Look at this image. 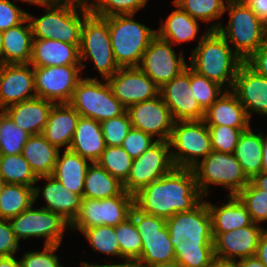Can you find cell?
<instances>
[{
  "instance_id": "1",
  "label": "cell",
  "mask_w": 267,
  "mask_h": 267,
  "mask_svg": "<svg viewBox=\"0 0 267 267\" xmlns=\"http://www.w3.org/2000/svg\"><path fill=\"white\" fill-rule=\"evenodd\" d=\"M134 207L139 211L168 219L196 208L204 196L197 187L192 169L174 168L170 173L138 190Z\"/></svg>"
},
{
  "instance_id": "2",
  "label": "cell",
  "mask_w": 267,
  "mask_h": 267,
  "mask_svg": "<svg viewBox=\"0 0 267 267\" xmlns=\"http://www.w3.org/2000/svg\"><path fill=\"white\" fill-rule=\"evenodd\" d=\"M230 46L217 30L207 28L191 52L189 67L225 90H231L244 61Z\"/></svg>"
},
{
  "instance_id": "3",
  "label": "cell",
  "mask_w": 267,
  "mask_h": 267,
  "mask_svg": "<svg viewBox=\"0 0 267 267\" xmlns=\"http://www.w3.org/2000/svg\"><path fill=\"white\" fill-rule=\"evenodd\" d=\"M46 8L41 17L27 13L33 39L58 40L78 48L85 17L91 12L88 2H37Z\"/></svg>"
},
{
  "instance_id": "4",
  "label": "cell",
  "mask_w": 267,
  "mask_h": 267,
  "mask_svg": "<svg viewBox=\"0 0 267 267\" xmlns=\"http://www.w3.org/2000/svg\"><path fill=\"white\" fill-rule=\"evenodd\" d=\"M228 11L229 21L226 27L221 21L209 27L217 30L232 49L245 62L265 43L266 25L241 0H227L225 12Z\"/></svg>"
},
{
  "instance_id": "5",
  "label": "cell",
  "mask_w": 267,
  "mask_h": 267,
  "mask_svg": "<svg viewBox=\"0 0 267 267\" xmlns=\"http://www.w3.org/2000/svg\"><path fill=\"white\" fill-rule=\"evenodd\" d=\"M134 14L105 17L113 55L119 67H138L157 30L134 20Z\"/></svg>"
},
{
  "instance_id": "6",
  "label": "cell",
  "mask_w": 267,
  "mask_h": 267,
  "mask_svg": "<svg viewBox=\"0 0 267 267\" xmlns=\"http://www.w3.org/2000/svg\"><path fill=\"white\" fill-rule=\"evenodd\" d=\"M81 69L83 61L90 59L101 77L108 79L120 68L115 61L110 41L108 21L90 12L84 19L79 47Z\"/></svg>"
},
{
  "instance_id": "7",
  "label": "cell",
  "mask_w": 267,
  "mask_h": 267,
  "mask_svg": "<svg viewBox=\"0 0 267 267\" xmlns=\"http://www.w3.org/2000/svg\"><path fill=\"white\" fill-rule=\"evenodd\" d=\"M97 78L83 77L77 83L69 104L80 116L98 122L124 114L127 108L114 96L107 80L102 82Z\"/></svg>"
},
{
  "instance_id": "8",
  "label": "cell",
  "mask_w": 267,
  "mask_h": 267,
  "mask_svg": "<svg viewBox=\"0 0 267 267\" xmlns=\"http://www.w3.org/2000/svg\"><path fill=\"white\" fill-rule=\"evenodd\" d=\"M197 187L204 197L209 195V185L223 186L229 190L227 195H237L248 183L241 164L234 154L212 150L203 160L192 168Z\"/></svg>"
},
{
  "instance_id": "9",
  "label": "cell",
  "mask_w": 267,
  "mask_h": 267,
  "mask_svg": "<svg viewBox=\"0 0 267 267\" xmlns=\"http://www.w3.org/2000/svg\"><path fill=\"white\" fill-rule=\"evenodd\" d=\"M169 144L176 168L192 169L213 150L210 132L204 120L175 121Z\"/></svg>"
},
{
  "instance_id": "10",
  "label": "cell",
  "mask_w": 267,
  "mask_h": 267,
  "mask_svg": "<svg viewBox=\"0 0 267 267\" xmlns=\"http://www.w3.org/2000/svg\"><path fill=\"white\" fill-rule=\"evenodd\" d=\"M130 217L142 239L141 256L137 261L141 267H150L175 260L174 246L170 242L166 219L145 214L135 207L132 208Z\"/></svg>"
},
{
  "instance_id": "11",
  "label": "cell",
  "mask_w": 267,
  "mask_h": 267,
  "mask_svg": "<svg viewBox=\"0 0 267 267\" xmlns=\"http://www.w3.org/2000/svg\"><path fill=\"white\" fill-rule=\"evenodd\" d=\"M133 207V194L125 190L120 195L110 198H83L80 212L70 225V229L81 232L95 226L108 225L115 227L130 217Z\"/></svg>"
},
{
  "instance_id": "12",
  "label": "cell",
  "mask_w": 267,
  "mask_h": 267,
  "mask_svg": "<svg viewBox=\"0 0 267 267\" xmlns=\"http://www.w3.org/2000/svg\"><path fill=\"white\" fill-rule=\"evenodd\" d=\"M18 241L29 237L45 238L44 245H61L63 233L70 224L60 215L33 205L8 220Z\"/></svg>"
},
{
  "instance_id": "13",
  "label": "cell",
  "mask_w": 267,
  "mask_h": 267,
  "mask_svg": "<svg viewBox=\"0 0 267 267\" xmlns=\"http://www.w3.org/2000/svg\"><path fill=\"white\" fill-rule=\"evenodd\" d=\"M174 168L169 141H156L139 157L133 159L123 188L134 195L138 190L170 173Z\"/></svg>"
},
{
  "instance_id": "14",
  "label": "cell",
  "mask_w": 267,
  "mask_h": 267,
  "mask_svg": "<svg viewBox=\"0 0 267 267\" xmlns=\"http://www.w3.org/2000/svg\"><path fill=\"white\" fill-rule=\"evenodd\" d=\"M81 65L33 67L36 97L69 103L77 83L83 78Z\"/></svg>"
},
{
  "instance_id": "15",
  "label": "cell",
  "mask_w": 267,
  "mask_h": 267,
  "mask_svg": "<svg viewBox=\"0 0 267 267\" xmlns=\"http://www.w3.org/2000/svg\"><path fill=\"white\" fill-rule=\"evenodd\" d=\"M170 42L156 35L146 48L138 68L161 88L188 66L183 51L177 56Z\"/></svg>"
},
{
  "instance_id": "16",
  "label": "cell",
  "mask_w": 267,
  "mask_h": 267,
  "mask_svg": "<svg viewBox=\"0 0 267 267\" xmlns=\"http://www.w3.org/2000/svg\"><path fill=\"white\" fill-rule=\"evenodd\" d=\"M133 128L157 137V141H169L174 119L162 96L138 102L127 108Z\"/></svg>"
},
{
  "instance_id": "17",
  "label": "cell",
  "mask_w": 267,
  "mask_h": 267,
  "mask_svg": "<svg viewBox=\"0 0 267 267\" xmlns=\"http://www.w3.org/2000/svg\"><path fill=\"white\" fill-rule=\"evenodd\" d=\"M160 95L174 121L203 120L205 111L198 104L190 85V67L160 88Z\"/></svg>"
},
{
  "instance_id": "18",
  "label": "cell",
  "mask_w": 267,
  "mask_h": 267,
  "mask_svg": "<svg viewBox=\"0 0 267 267\" xmlns=\"http://www.w3.org/2000/svg\"><path fill=\"white\" fill-rule=\"evenodd\" d=\"M114 96L126 107L160 94V88L138 67H120L107 79Z\"/></svg>"
},
{
  "instance_id": "19",
  "label": "cell",
  "mask_w": 267,
  "mask_h": 267,
  "mask_svg": "<svg viewBox=\"0 0 267 267\" xmlns=\"http://www.w3.org/2000/svg\"><path fill=\"white\" fill-rule=\"evenodd\" d=\"M170 242L174 245L185 241H213L211 216L206 201L196 208L179 212L166 219Z\"/></svg>"
},
{
  "instance_id": "20",
  "label": "cell",
  "mask_w": 267,
  "mask_h": 267,
  "mask_svg": "<svg viewBox=\"0 0 267 267\" xmlns=\"http://www.w3.org/2000/svg\"><path fill=\"white\" fill-rule=\"evenodd\" d=\"M31 67L30 63L0 64V111L12 104L36 98Z\"/></svg>"
},
{
  "instance_id": "21",
  "label": "cell",
  "mask_w": 267,
  "mask_h": 267,
  "mask_svg": "<svg viewBox=\"0 0 267 267\" xmlns=\"http://www.w3.org/2000/svg\"><path fill=\"white\" fill-rule=\"evenodd\" d=\"M264 227L252 223L238 230L225 233H212L215 257L237 261L254 256ZM237 258V259H236Z\"/></svg>"
},
{
  "instance_id": "22",
  "label": "cell",
  "mask_w": 267,
  "mask_h": 267,
  "mask_svg": "<svg viewBox=\"0 0 267 267\" xmlns=\"http://www.w3.org/2000/svg\"><path fill=\"white\" fill-rule=\"evenodd\" d=\"M231 91L251 118L252 113L267 116V78L245 62L239 67Z\"/></svg>"
},
{
  "instance_id": "23",
  "label": "cell",
  "mask_w": 267,
  "mask_h": 267,
  "mask_svg": "<svg viewBox=\"0 0 267 267\" xmlns=\"http://www.w3.org/2000/svg\"><path fill=\"white\" fill-rule=\"evenodd\" d=\"M41 180L47 182L41 193L46 206L41 208L60 215L71 225L80 212L83 197L63 187L62 183L51 175L38 177L36 183Z\"/></svg>"
},
{
  "instance_id": "24",
  "label": "cell",
  "mask_w": 267,
  "mask_h": 267,
  "mask_svg": "<svg viewBox=\"0 0 267 267\" xmlns=\"http://www.w3.org/2000/svg\"><path fill=\"white\" fill-rule=\"evenodd\" d=\"M203 120L207 126L226 125L242 131L251 126L245 108L231 90H225L205 111Z\"/></svg>"
},
{
  "instance_id": "25",
  "label": "cell",
  "mask_w": 267,
  "mask_h": 267,
  "mask_svg": "<svg viewBox=\"0 0 267 267\" xmlns=\"http://www.w3.org/2000/svg\"><path fill=\"white\" fill-rule=\"evenodd\" d=\"M54 104L52 101L36 97L12 104L3 111L21 129L30 135H37L42 134Z\"/></svg>"
},
{
  "instance_id": "26",
  "label": "cell",
  "mask_w": 267,
  "mask_h": 267,
  "mask_svg": "<svg viewBox=\"0 0 267 267\" xmlns=\"http://www.w3.org/2000/svg\"><path fill=\"white\" fill-rule=\"evenodd\" d=\"M80 114L69 104H54L42 135L59 150L69 149Z\"/></svg>"
},
{
  "instance_id": "27",
  "label": "cell",
  "mask_w": 267,
  "mask_h": 267,
  "mask_svg": "<svg viewBox=\"0 0 267 267\" xmlns=\"http://www.w3.org/2000/svg\"><path fill=\"white\" fill-rule=\"evenodd\" d=\"M30 65L33 67L81 65L79 48L54 39H33Z\"/></svg>"
},
{
  "instance_id": "28",
  "label": "cell",
  "mask_w": 267,
  "mask_h": 267,
  "mask_svg": "<svg viewBox=\"0 0 267 267\" xmlns=\"http://www.w3.org/2000/svg\"><path fill=\"white\" fill-rule=\"evenodd\" d=\"M69 149L91 163H96L105 149L100 122L80 116Z\"/></svg>"
},
{
  "instance_id": "29",
  "label": "cell",
  "mask_w": 267,
  "mask_h": 267,
  "mask_svg": "<svg viewBox=\"0 0 267 267\" xmlns=\"http://www.w3.org/2000/svg\"><path fill=\"white\" fill-rule=\"evenodd\" d=\"M223 205L216 206L207 202L211 216L212 233H225L238 230L253 223L250 213L236 195H227Z\"/></svg>"
},
{
  "instance_id": "30",
  "label": "cell",
  "mask_w": 267,
  "mask_h": 267,
  "mask_svg": "<svg viewBox=\"0 0 267 267\" xmlns=\"http://www.w3.org/2000/svg\"><path fill=\"white\" fill-rule=\"evenodd\" d=\"M90 164V161L70 149H65L62 155L59 150L51 176L61 182L63 187L69 191L83 197L84 181Z\"/></svg>"
},
{
  "instance_id": "31",
  "label": "cell",
  "mask_w": 267,
  "mask_h": 267,
  "mask_svg": "<svg viewBox=\"0 0 267 267\" xmlns=\"http://www.w3.org/2000/svg\"><path fill=\"white\" fill-rule=\"evenodd\" d=\"M2 33L3 64L30 63L33 36L28 18H26L22 23L9 28L8 30L2 31Z\"/></svg>"
},
{
  "instance_id": "32",
  "label": "cell",
  "mask_w": 267,
  "mask_h": 267,
  "mask_svg": "<svg viewBox=\"0 0 267 267\" xmlns=\"http://www.w3.org/2000/svg\"><path fill=\"white\" fill-rule=\"evenodd\" d=\"M59 149L42 134L31 135L23 147L22 155L37 177L52 175Z\"/></svg>"
},
{
  "instance_id": "33",
  "label": "cell",
  "mask_w": 267,
  "mask_h": 267,
  "mask_svg": "<svg viewBox=\"0 0 267 267\" xmlns=\"http://www.w3.org/2000/svg\"><path fill=\"white\" fill-rule=\"evenodd\" d=\"M166 18V21L160 23L157 35L172 45H178L183 42L193 41L197 38L199 32V20L192 18L187 12L176 6Z\"/></svg>"
},
{
  "instance_id": "34",
  "label": "cell",
  "mask_w": 267,
  "mask_h": 267,
  "mask_svg": "<svg viewBox=\"0 0 267 267\" xmlns=\"http://www.w3.org/2000/svg\"><path fill=\"white\" fill-rule=\"evenodd\" d=\"M262 147L261 132H253L251 126L238 139L234 155L249 180L261 172Z\"/></svg>"
},
{
  "instance_id": "35",
  "label": "cell",
  "mask_w": 267,
  "mask_h": 267,
  "mask_svg": "<svg viewBox=\"0 0 267 267\" xmlns=\"http://www.w3.org/2000/svg\"><path fill=\"white\" fill-rule=\"evenodd\" d=\"M123 191V184L117 178L97 163L90 164L84 181L83 198H110Z\"/></svg>"
},
{
  "instance_id": "36",
  "label": "cell",
  "mask_w": 267,
  "mask_h": 267,
  "mask_svg": "<svg viewBox=\"0 0 267 267\" xmlns=\"http://www.w3.org/2000/svg\"><path fill=\"white\" fill-rule=\"evenodd\" d=\"M35 203V188L22 184H3L0 191V218L9 220Z\"/></svg>"
},
{
  "instance_id": "37",
  "label": "cell",
  "mask_w": 267,
  "mask_h": 267,
  "mask_svg": "<svg viewBox=\"0 0 267 267\" xmlns=\"http://www.w3.org/2000/svg\"><path fill=\"white\" fill-rule=\"evenodd\" d=\"M0 177L5 184H22L35 188V201L42 187L34 186L37 176L22 154L0 155Z\"/></svg>"
},
{
  "instance_id": "38",
  "label": "cell",
  "mask_w": 267,
  "mask_h": 267,
  "mask_svg": "<svg viewBox=\"0 0 267 267\" xmlns=\"http://www.w3.org/2000/svg\"><path fill=\"white\" fill-rule=\"evenodd\" d=\"M175 261L182 267H209L214 255L213 241H185L174 245Z\"/></svg>"
},
{
  "instance_id": "39",
  "label": "cell",
  "mask_w": 267,
  "mask_h": 267,
  "mask_svg": "<svg viewBox=\"0 0 267 267\" xmlns=\"http://www.w3.org/2000/svg\"><path fill=\"white\" fill-rule=\"evenodd\" d=\"M31 135L17 126L3 111L0 112V155L21 154Z\"/></svg>"
},
{
  "instance_id": "40",
  "label": "cell",
  "mask_w": 267,
  "mask_h": 267,
  "mask_svg": "<svg viewBox=\"0 0 267 267\" xmlns=\"http://www.w3.org/2000/svg\"><path fill=\"white\" fill-rule=\"evenodd\" d=\"M96 163L123 184L129 176L133 158L122 146H105Z\"/></svg>"
},
{
  "instance_id": "41",
  "label": "cell",
  "mask_w": 267,
  "mask_h": 267,
  "mask_svg": "<svg viewBox=\"0 0 267 267\" xmlns=\"http://www.w3.org/2000/svg\"><path fill=\"white\" fill-rule=\"evenodd\" d=\"M120 257L123 260L138 261L142 251V239L131 217L115 226Z\"/></svg>"
},
{
  "instance_id": "42",
  "label": "cell",
  "mask_w": 267,
  "mask_h": 267,
  "mask_svg": "<svg viewBox=\"0 0 267 267\" xmlns=\"http://www.w3.org/2000/svg\"><path fill=\"white\" fill-rule=\"evenodd\" d=\"M173 4L192 18L202 22H212L223 16L225 13L224 0H173Z\"/></svg>"
},
{
  "instance_id": "43",
  "label": "cell",
  "mask_w": 267,
  "mask_h": 267,
  "mask_svg": "<svg viewBox=\"0 0 267 267\" xmlns=\"http://www.w3.org/2000/svg\"><path fill=\"white\" fill-rule=\"evenodd\" d=\"M95 252L120 257V246L114 226L102 225L81 231Z\"/></svg>"
},
{
  "instance_id": "44",
  "label": "cell",
  "mask_w": 267,
  "mask_h": 267,
  "mask_svg": "<svg viewBox=\"0 0 267 267\" xmlns=\"http://www.w3.org/2000/svg\"><path fill=\"white\" fill-rule=\"evenodd\" d=\"M247 208L253 223L267 221V191L251 181L236 195Z\"/></svg>"
},
{
  "instance_id": "45",
  "label": "cell",
  "mask_w": 267,
  "mask_h": 267,
  "mask_svg": "<svg viewBox=\"0 0 267 267\" xmlns=\"http://www.w3.org/2000/svg\"><path fill=\"white\" fill-rule=\"evenodd\" d=\"M190 85L198 104L206 111L225 91V89L206 76L190 68Z\"/></svg>"
},
{
  "instance_id": "46",
  "label": "cell",
  "mask_w": 267,
  "mask_h": 267,
  "mask_svg": "<svg viewBox=\"0 0 267 267\" xmlns=\"http://www.w3.org/2000/svg\"><path fill=\"white\" fill-rule=\"evenodd\" d=\"M92 1V2H91ZM88 0L90 10L100 17L134 14L146 6L148 0Z\"/></svg>"
},
{
  "instance_id": "47",
  "label": "cell",
  "mask_w": 267,
  "mask_h": 267,
  "mask_svg": "<svg viewBox=\"0 0 267 267\" xmlns=\"http://www.w3.org/2000/svg\"><path fill=\"white\" fill-rule=\"evenodd\" d=\"M105 146H121L124 138L132 128L130 117L126 111L121 116L100 122Z\"/></svg>"
},
{
  "instance_id": "48",
  "label": "cell",
  "mask_w": 267,
  "mask_h": 267,
  "mask_svg": "<svg viewBox=\"0 0 267 267\" xmlns=\"http://www.w3.org/2000/svg\"><path fill=\"white\" fill-rule=\"evenodd\" d=\"M212 149L214 151L234 154L238 139L243 132L239 128L229 126H208Z\"/></svg>"
},
{
  "instance_id": "49",
  "label": "cell",
  "mask_w": 267,
  "mask_h": 267,
  "mask_svg": "<svg viewBox=\"0 0 267 267\" xmlns=\"http://www.w3.org/2000/svg\"><path fill=\"white\" fill-rule=\"evenodd\" d=\"M60 245H44L42 251L25 252L19 260L21 267H64L54 253Z\"/></svg>"
},
{
  "instance_id": "50",
  "label": "cell",
  "mask_w": 267,
  "mask_h": 267,
  "mask_svg": "<svg viewBox=\"0 0 267 267\" xmlns=\"http://www.w3.org/2000/svg\"><path fill=\"white\" fill-rule=\"evenodd\" d=\"M156 141L151 135L132 127L121 146L134 159L139 157Z\"/></svg>"
},
{
  "instance_id": "51",
  "label": "cell",
  "mask_w": 267,
  "mask_h": 267,
  "mask_svg": "<svg viewBox=\"0 0 267 267\" xmlns=\"http://www.w3.org/2000/svg\"><path fill=\"white\" fill-rule=\"evenodd\" d=\"M27 13L18 8L14 1L0 0V31L22 23L27 18Z\"/></svg>"
},
{
  "instance_id": "52",
  "label": "cell",
  "mask_w": 267,
  "mask_h": 267,
  "mask_svg": "<svg viewBox=\"0 0 267 267\" xmlns=\"http://www.w3.org/2000/svg\"><path fill=\"white\" fill-rule=\"evenodd\" d=\"M19 249V241L8 220L0 218V257H11Z\"/></svg>"
},
{
  "instance_id": "53",
  "label": "cell",
  "mask_w": 267,
  "mask_h": 267,
  "mask_svg": "<svg viewBox=\"0 0 267 267\" xmlns=\"http://www.w3.org/2000/svg\"><path fill=\"white\" fill-rule=\"evenodd\" d=\"M245 63L257 74L267 78V45L264 43Z\"/></svg>"
},
{
  "instance_id": "54",
  "label": "cell",
  "mask_w": 267,
  "mask_h": 267,
  "mask_svg": "<svg viewBox=\"0 0 267 267\" xmlns=\"http://www.w3.org/2000/svg\"><path fill=\"white\" fill-rule=\"evenodd\" d=\"M267 25V0H241Z\"/></svg>"
},
{
  "instance_id": "55",
  "label": "cell",
  "mask_w": 267,
  "mask_h": 267,
  "mask_svg": "<svg viewBox=\"0 0 267 267\" xmlns=\"http://www.w3.org/2000/svg\"><path fill=\"white\" fill-rule=\"evenodd\" d=\"M255 255L267 267V229L260 235Z\"/></svg>"
},
{
  "instance_id": "56",
  "label": "cell",
  "mask_w": 267,
  "mask_h": 267,
  "mask_svg": "<svg viewBox=\"0 0 267 267\" xmlns=\"http://www.w3.org/2000/svg\"><path fill=\"white\" fill-rule=\"evenodd\" d=\"M239 267H266L256 255L238 260Z\"/></svg>"
},
{
  "instance_id": "57",
  "label": "cell",
  "mask_w": 267,
  "mask_h": 267,
  "mask_svg": "<svg viewBox=\"0 0 267 267\" xmlns=\"http://www.w3.org/2000/svg\"><path fill=\"white\" fill-rule=\"evenodd\" d=\"M209 267H239V265L234 260L214 257Z\"/></svg>"
},
{
  "instance_id": "58",
  "label": "cell",
  "mask_w": 267,
  "mask_h": 267,
  "mask_svg": "<svg viewBox=\"0 0 267 267\" xmlns=\"http://www.w3.org/2000/svg\"><path fill=\"white\" fill-rule=\"evenodd\" d=\"M257 188L267 191V173L260 172L250 180Z\"/></svg>"
},
{
  "instance_id": "59",
  "label": "cell",
  "mask_w": 267,
  "mask_h": 267,
  "mask_svg": "<svg viewBox=\"0 0 267 267\" xmlns=\"http://www.w3.org/2000/svg\"><path fill=\"white\" fill-rule=\"evenodd\" d=\"M90 267H141L137 261L134 260H124V263H118V264H104V265H99V264H91Z\"/></svg>"
},
{
  "instance_id": "60",
  "label": "cell",
  "mask_w": 267,
  "mask_h": 267,
  "mask_svg": "<svg viewBox=\"0 0 267 267\" xmlns=\"http://www.w3.org/2000/svg\"><path fill=\"white\" fill-rule=\"evenodd\" d=\"M263 147H262V173H267V134L263 135L261 132Z\"/></svg>"
},
{
  "instance_id": "61",
  "label": "cell",
  "mask_w": 267,
  "mask_h": 267,
  "mask_svg": "<svg viewBox=\"0 0 267 267\" xmlns=\"http://www.w3.org/2000/svg\"><path fill=\"white\" fill-rule=\"evenodd\" d=\"M0 267H21V264L15 256L0 257Z\"/></svg>"
},
{
  "instance_id": "62",
  "label": "cell",
  "mask_w": 267,
  "mask_h": 267,
  "mask_svg": "<svg viewBox=\"0 0 267 267\" xmlns=\"http://www.w3.org/2000/svg\"><path fill=\"white\" fill-rule=\"evenodd\" d=\"M150 267H182L177 261H171L167 263L152 265Z\"/></svg>"
},
{
  "instance_id": "63",
  "label": "cell",
  "mask_w": 267,
  "mask_h": 267,
  "mask_svg": "<svg viewBox=\"0 0 267 267\" xmlns=\"http://www.w3.org/2000/svg\"><path fill=\"white\" fill-rule=\"evenodd\" d=\"M46 1L73 2V3H84V2H88V0H38V2H46Z\"/></svg>"
},
{
  "instance_id": "64",
  "label": "cell",
  "mask_w": 267,
  "mask_h": 267,
  "mask_svg": "<svg viewBox=\"0 0 267 267\" xmlns=\"http://www.w3.org/2000/svg\"><path fill=\"white\" fill-rule=\"evenodd\" d=\"M0 64H3V33L0 31Z\"/></svg>"
},
{
  "instance_id": "65",
  "label": "cell",
  "mask_w": 267,
  "mask_h": 267,
  "mask_svg": "<svg viewBox=\"0 0 267 267\" xmlns=\"http://www.w3.org/2000/svg\"><path fill=\"white\" fill-rule=\"evenodd\" d=\"M15 1V0H14ZM16 1H22V2H27V3H31V4H36L38 2V0H16Z\"/></svg>"
},
{
  "instance_id": "66",
  "label": "cell",
  "mask_w": 267,
  "mask_h": 267,
  "mask_svg": "<svg viewBox=\"0 0 267 267\" xmlns=\"http://www.w3.org/2000/svg\"><path fill=\"white\" fill-rule=\"evenodd\" d=\"M81 267H90V264L88 262L81 261Z\"/></svg>"
},
{
  "instance_id": "67",
  "label": "cell",
  "mask_w": 267,
  "mask_h": 267,
  "mask_svg": "<svg viewBox=\"0 0 267 267\" xmlns=\"http://www.w3.org/2000/svg\"><path fill=\"white\" fill-rule=\"evenodd\" d=\"M265 44L267 45V25H266V34H265Z\"/></svg>"
},
{
  "instance_id": "68",
  "label": "cell",
  "mask_w": 267,
  "mask_h": 267,
  "mask_svg": "<svg viewBox=\"0 0 267 267\" xmlns=\"http://www.w3.org/2000/svg\"><path fill=\"white\" fill-rule=\"evenodd\" d=\"M3 181L1 180V177H0V191H1V188H2V185H3Z\"/></svg>"
}]
</instances>
